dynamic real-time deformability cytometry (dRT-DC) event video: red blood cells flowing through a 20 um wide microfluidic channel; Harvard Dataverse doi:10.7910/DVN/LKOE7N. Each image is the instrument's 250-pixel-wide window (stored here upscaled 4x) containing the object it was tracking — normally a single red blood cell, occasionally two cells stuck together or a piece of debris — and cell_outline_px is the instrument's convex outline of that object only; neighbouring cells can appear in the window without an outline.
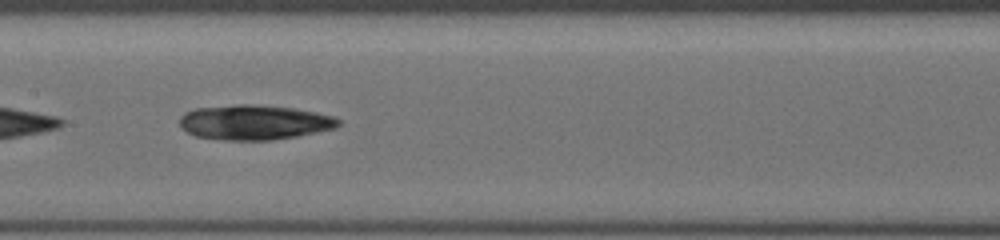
{"species": "common noctule bat (a hibernating species)", "species_latin": "Nyctalus noctula", "temperature_condition": "cold", "stored_images_in_passage": 40, "camera_frame_rate_fps": 3000, "um_per_image_px": 0.085, "animal": {"sex": "female", "body_mass_g": 19.5, "forearm_length_mm": 54.1}, "frame": {"image": 1, "passage_image": 27, "time_ms": 8.667, "image_size_px": [1000, 240], "cell_outline_px": [[340, 124], [336, 128], [296, 136], [272, 140], [224, 140], [196, 136], [180, 128], [180, 116], [184, 112], [192, 108], [236, 104], [256, 104], [292, 108], [316, 112], [332, 116], [340, 120]], "centroid_in_image_um": [21.57, 10.39], "position_along_channel_um": 185.8, "area_um2": 32.43}}
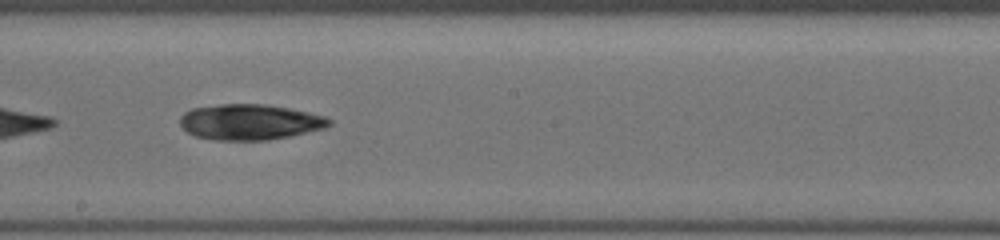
{"frame": {"image": 2, "passage_image": 30, "time_ms": 9.667, "image_size_px": [1000, 240], "cell_outline_px": [[332, 124], [324, 128], [288, 136], [268, 140], [212, 140], [196, 136], [188, 132], [180, 124], [180, 116], [184, 112], [192, 108], [220, 104], [268, 104], [308, 112], [324, 116], [332, 120]], "centroid_in_image_um": [21.22, 10.36], "position_along_channel_um": 227.0, "area_um2": 30.92}}
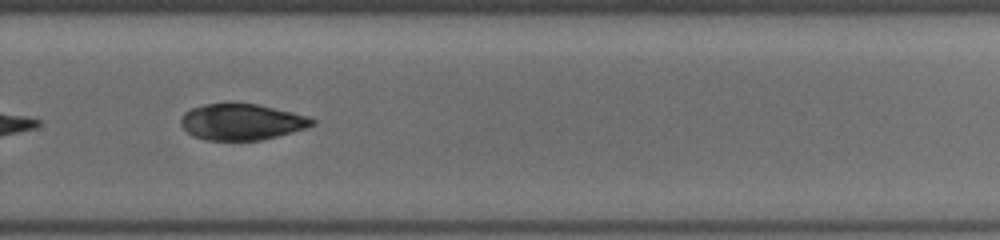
{"frame": {"image": 3, "passage_image": 36, "time_ms": 11.667, "image_size_px": [1000, 240], "cell_outline_px": [[316, 124], [292, 132], [260, 140], [208, 140], [192, 136], [180, 124], [180, 116], [184, 112], [192, 108], [204, 104], [228, 100], [256, 104], [292, 112], [308, 116], [316, 120]], "centroid_in_image_um": [20.49, 10.32], "position_along_channel_um": 309.3, "area_um2": 28.21}}